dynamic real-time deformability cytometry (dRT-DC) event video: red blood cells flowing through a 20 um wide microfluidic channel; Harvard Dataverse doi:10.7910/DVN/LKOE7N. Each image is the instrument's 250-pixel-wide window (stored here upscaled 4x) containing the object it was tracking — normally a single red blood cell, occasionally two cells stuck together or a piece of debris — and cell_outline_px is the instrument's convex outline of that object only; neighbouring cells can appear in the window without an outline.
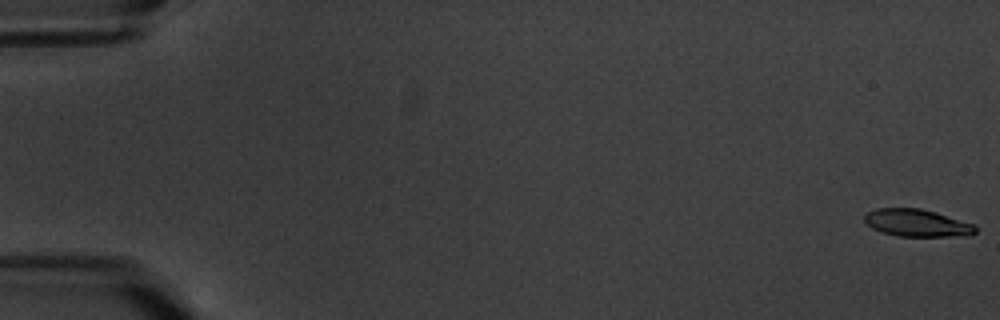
{"species": "common noctule bat (a hibernating species)", "species_latin": "Nyctalus noctula", "temperature_condition": "warm", "stored_images_in_passage": 11, "camera_frame_rate_fps": 3000, "um_per_image_px": 0.085, "animal": {"sex": "male", "body_mass_g": 20.1, "forearm_length_mm": 53.5}, "frame": {"image": 1, "passage_image": 1, "time_ms": 0.0, "image_size_px": [1000, 320], "cell_outline_px": [[976, 232], [972, 236], [896, 236], [880, 232], [872, 228], [864, 220], [864, 216], [868, 212], [876, 208], [920, 208], [936, 212], [976, 224]], "centroid_in_image_um": [77.98, 18.95], "position_along_channel_um": 7.0, "area_um2": 17.92}}
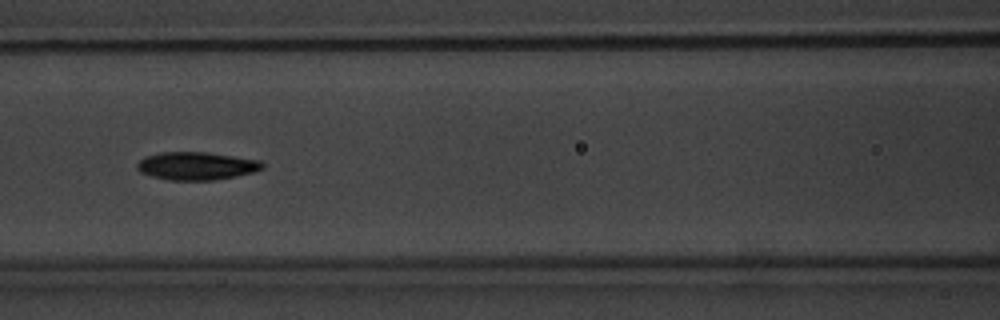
{"frame": {"image": 2, "passage_image": 8, "time_ms": 9.0, "image_size_px": [1000, 320], "cell_outline_px": [[264, 168], [256, 172], [216, 180], [168, 180], [152, 176], [140, 172], [136, 168], [136, 164], [144, 156], [160, 152], [204, 152], [260, 160], [264, 164]], "centroid_in_image_um": [16.7, 14.11], "position_along_channel_um": 149.9, "area_um2": 20.52}}
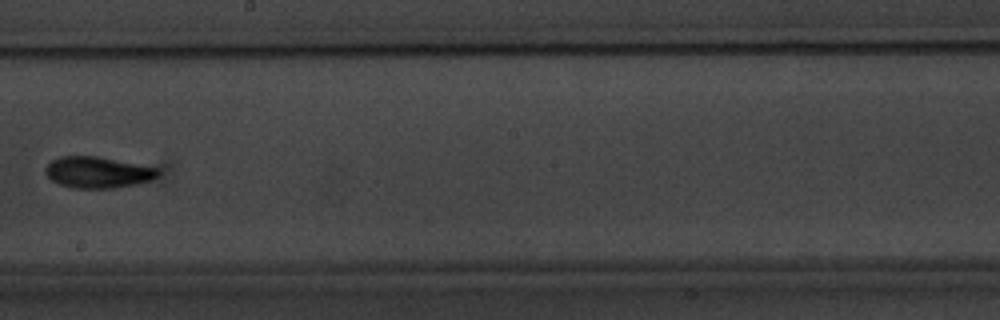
{"frame": {"image": 3, "passage_image": 10, "time_ms": 11.667, "image_size_px": [1000, 320], "cell_outline_px": [[160, 172], [152, 180], [136, 184], [116, 188], [72, 188], [60, 184], [52, 180], [44, 172], [44, 168], [52, 160], [60, 156], [96, 156], [160, 168]], "centroid_in_image_um": [8.32, 14.65], "position_along_channel_um": 239.9, "area_um2": 20.58}}